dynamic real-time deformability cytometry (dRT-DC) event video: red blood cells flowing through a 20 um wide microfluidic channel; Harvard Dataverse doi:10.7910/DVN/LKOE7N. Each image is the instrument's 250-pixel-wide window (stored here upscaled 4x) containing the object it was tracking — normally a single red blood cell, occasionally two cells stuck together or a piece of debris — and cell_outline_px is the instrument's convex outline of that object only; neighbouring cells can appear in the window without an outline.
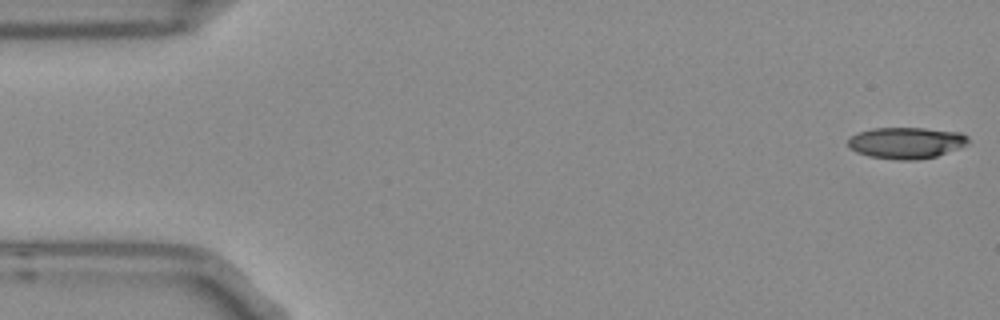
{"species": "Egyptian fruit bat (a non-hibernating species)", "species_latin": "Rousettus aegyptiacus", "temperature_condition": "room temperature", "stored_images_in_passage": 5, "camera_frame_rate_fps": 3000, "um_per_image_px": 0.085, "frame": {"image": 1, "passage_image": 1, "time_ms": 0.0, "image_size_px": [1000, 320], "cell_outline_px": [[968, 140], [960, 148], [936, 156], [916, 160], [900, 160], [868, 156], [856, 152], [848, 148], [848, 136], [872, 128], [924, 128], [960, 132], [968, 136]], "centroid_in_image_um": [76.99, 12.14], "position_along_channel_um": 8.0, "area_um2": 22.02}}
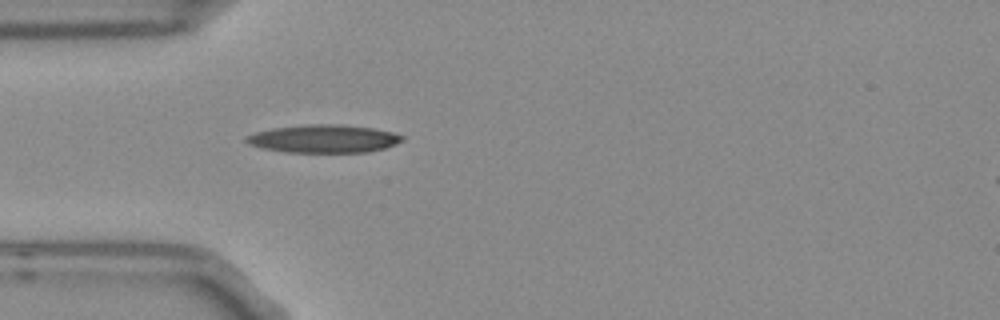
{"frame": {"image": 2, "passage_image": 5, "time_ms": 1.333, "image_size_px": [1000, 320], "cell_outline_px": [[404, 140], [384, 148], [368, 152], [284, 152], [264, 148], [248, 144], [244, 140], [244, 136], [256, 132], [272, 128], [304, 124], [340, 124], [372, 128], [392, 132], [404, 136]], "centroid_in_image_um": [27.48, 11.78], "position_along_channel_um": 57.5, "area_um2": 25.49}}